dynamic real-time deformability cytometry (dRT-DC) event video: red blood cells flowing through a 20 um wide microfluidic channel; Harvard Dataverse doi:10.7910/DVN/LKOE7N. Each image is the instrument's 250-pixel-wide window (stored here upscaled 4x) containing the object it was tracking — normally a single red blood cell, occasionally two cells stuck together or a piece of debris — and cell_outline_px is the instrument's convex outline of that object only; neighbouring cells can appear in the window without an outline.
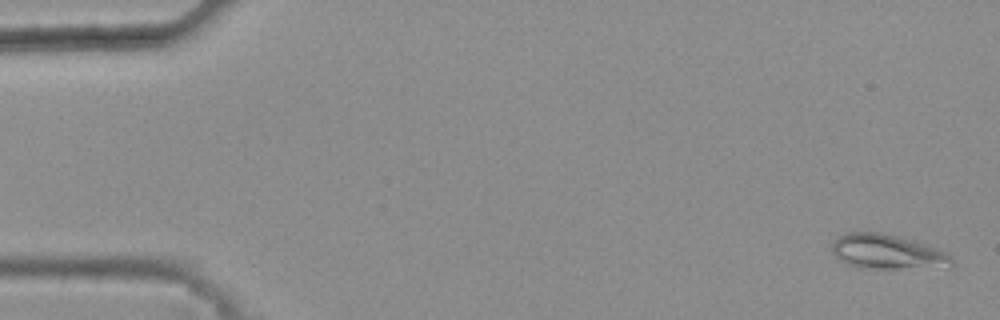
{"species": "common noctule bat (a hibernating species)", "species_latin": "Nyctalus noctula", "temperature_condition": "warm", "stored_images_in_passage": 45, "camera_frame_rate_fps": 3000, "um_per_image_px": 0.085, "animal": {"sex": "female", "body_mass_g": 25.1}, "frame": {"image": 1, "passage_image": 2, "time_ms": 0.333, "image_size_px": [1000, 320], "cell_outline_px": [[956, 264], [952, 268], [856, 268], [844, 264], [832, 252], [832, 244], [840, 236], [848, 232], [880, 232], [912, 240], [948, 252], [952, 256]], "centroid_in_image_um": [75.49, 21.44], "position_along_channel_um": 9.5, "area_um2": 24.57}}
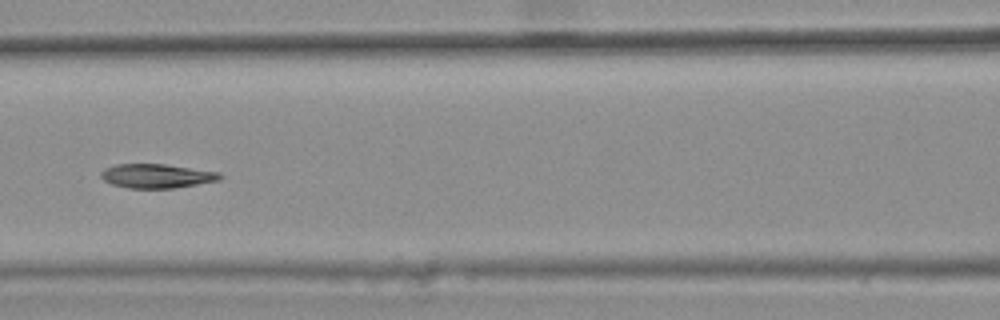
{"frame": {"image": 2, "passage_image": 24, "time_ms": 7.667, "image_size_px": [1000, 320], "cell_outline_px": [[224, 176], [220, 180], [176, 188], [128, 188], [112, 184], [104, 180], [100, 176], [100, 172], [104, 168], [116, 164], [164, 164], [220, 172]], "centroid_in_image_um": [13.33, 14.96], "position_along_channel_um": 153.3, "area_um2": 16.82}}
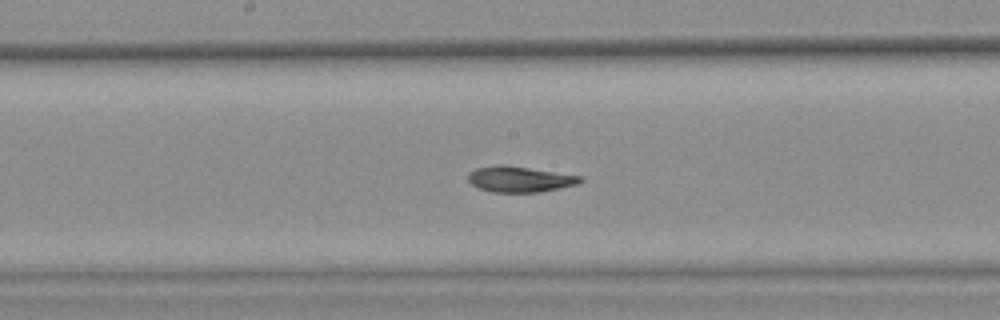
{"frame": {"image": 3, "passage_image": 28, "time_ms": 9.0, "image_size_px": [1000, 320], "cell_outline_px": [[584, 180], [580, 184], [560, 188], [536, 192], [492, 192], [480, 188], [472, 184], [468, 180], [468, 172], [476, 168], [496, 164], [504, 164], [584, 176]], "centroid_in_image_um": [44.21, 15.22], "position_along_channel_um": 204.0, "area_um2": 17.05}, "authors_computed_cell_mechanics": {"area_um2": 17.5712, "velocity_mm_per_s": 3.8182, "shape_relaxation_time_tau1_ms": 8.7879, "shape_relaxation_time_tau2_ms": 2.8523, "deformation_change_tau1": 0.2029, "deformation_change_tau2": 0.0756}}